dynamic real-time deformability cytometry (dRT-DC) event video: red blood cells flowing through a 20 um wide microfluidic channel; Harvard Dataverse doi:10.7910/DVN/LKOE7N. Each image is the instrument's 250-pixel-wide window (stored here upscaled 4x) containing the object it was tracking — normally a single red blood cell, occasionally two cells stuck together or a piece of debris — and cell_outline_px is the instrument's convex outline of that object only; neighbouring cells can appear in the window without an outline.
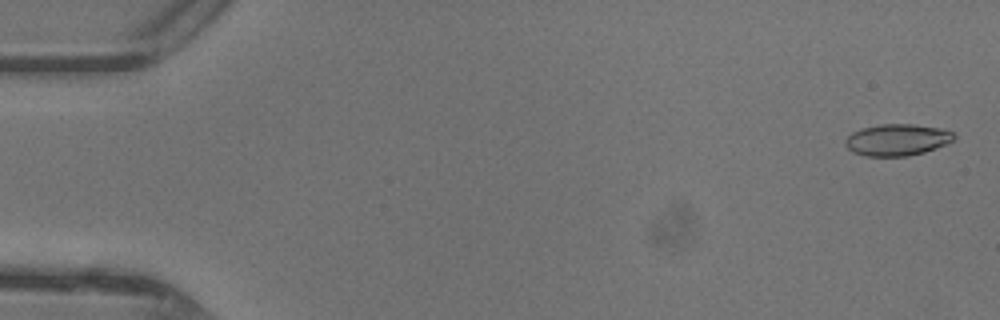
{"species": "common noctule bat (a hibernating species)", "species_latin": "Nyctalus noctula", "temperature_condition": "warm", "stored_images_in_passage": 47, "camera_frame_rate_fps": 3000, "um_per_image_px": 0.085, "animal": {"sex": "female"}, "frame": {"image": 1, "passage_image": 1, "time_ms": 0.0, "image_size_px": [1000, 320], "cell_outline_px": [[956, 136], [948, 144], [924, 152], [908, 156], [868, 156], [852, 152], [844, 144], [844, 140], [852, 132], [864, 128], [880, 124], [912, 124], [940, 128], [952, 132]], "centroid_in_image_um": [76.25, 11.89], "position_along_channel_um": 8.7, "area_um2": 20.0}}
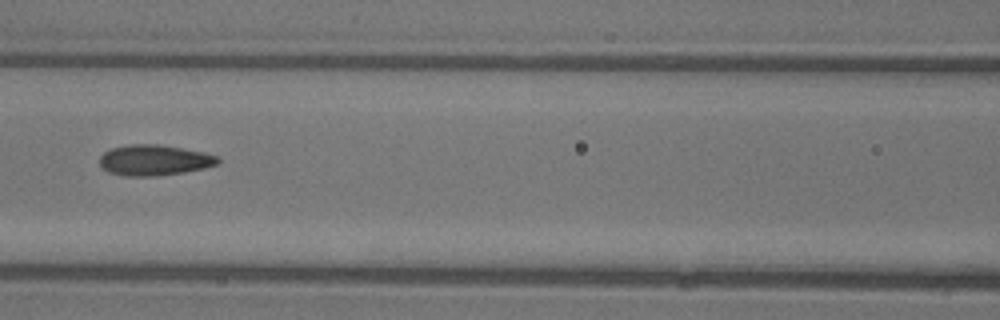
{"frame": {"image": 2, "passage_image": 21, "time_ms": 6.667, "image_size_px": [1000, 320], "cell_outline_px": [[220, 164], [204, 168], [184, 172], [156, 176], [124, 176], [108, 172], [100, 164], [100, 156], [104, 152], [112, 148], [128, 144], [156, 144], [204, 152], [216, 156], [220, 160]], "centroid_in_image_um": [13.11, 13.62], "position_along_channel_um": 153.5, "area_um2": 21.1}}
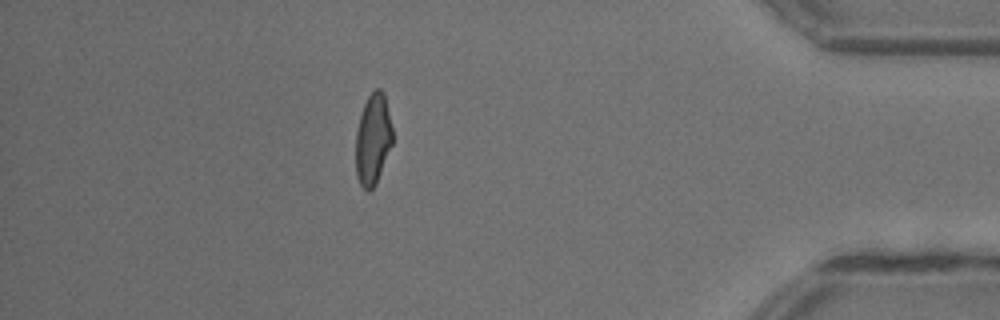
{"frame": {"image": 3, "passage_image": 41, "time_ms": 13.333, "image_size_px": [1000, 320], "cell_outline_px": [[392, 144], [376, 184], [368, 192], [360, 184], [356, 176], [356, 132], [360, 116], [364, 104], [368, 96], [376, 88], [380, 88], [384, 92], [392, 128]], "centroid_in_image_um": [31.7, 11.84], "position_along_channel_um": 403.5, "area_um2": 19.42}, "authors_computed_cell_mechanics": {"area_um2": 20.3456, "velocity_mm_per_s": 4.4287, "shape_relaxation_time_tau1_ms": 9.4626, "shape_relaxation_time_tau2_ms": 1.9187, "deformation_change_tau1": 0.2537, "deformation_change_tau2": 0.1004}}